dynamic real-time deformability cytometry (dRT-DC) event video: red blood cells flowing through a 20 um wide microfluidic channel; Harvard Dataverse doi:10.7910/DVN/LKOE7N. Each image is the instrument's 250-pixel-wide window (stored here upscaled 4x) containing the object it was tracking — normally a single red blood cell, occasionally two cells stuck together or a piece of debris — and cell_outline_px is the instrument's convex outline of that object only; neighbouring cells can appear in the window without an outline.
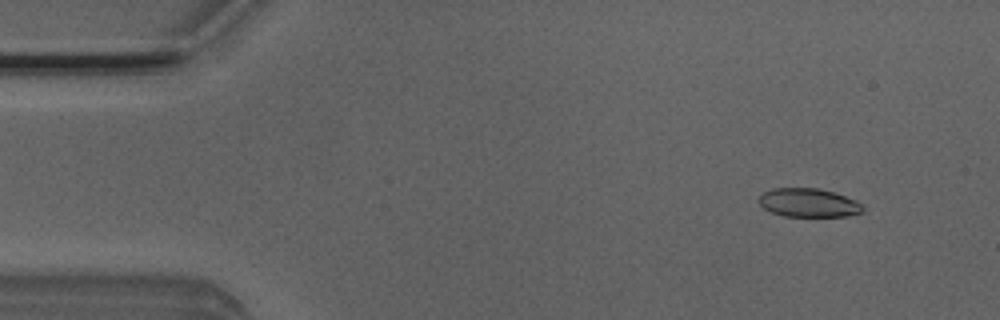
{"species": "Egyptian fruit bat (a non-hibernating species)", "species_latin": "Rousettus aegyptiacus", "temperature_condition": "room temperature", "stored_images_in_passage": 51, "camera_frame_rate_fps": 3000, "um_per_image_px": 0.085, "animal": {"sex": "male"}, "frame": {"image": 1, "passage_image": 5, "time_ms": 1.333, "image_size_px": [1000, 320], "cell_outline_px": [[864, 212], [848, 216], [784, 216], [772, 212], [764, 208], [756, 200], [760, 192], [772, 188], [820, 188], [856, 200], [864, 204]], "centroid_in_image_um": [68.71, 17.22], "position_along_channel_um": 16.3, "area_um2": 17.63}}
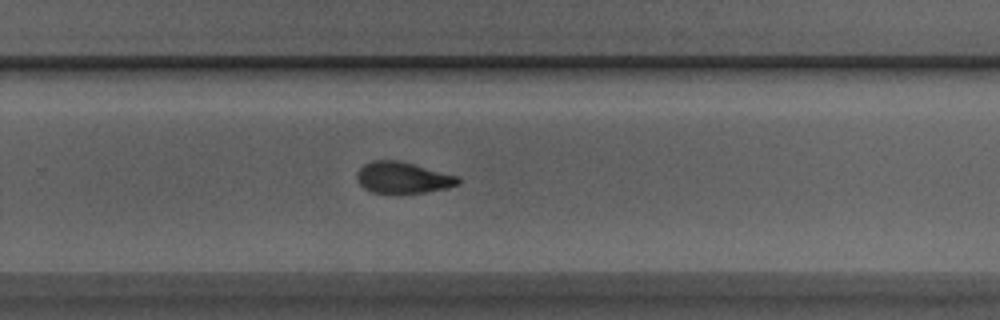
{"frame": {"image": 2, "passage_image": 33, "time_ms": 10.667, "image_size_px": [1000, 320], "cell_outline_px": [[460, 184], [448, 188], [424, 192], [372, 192], [364, 188], [356, 180], [356, 172], [364, 164], [372, 160], [400, 160], [460, 176]], "centroid_in_image_um": [34.26, 15.08], "position_along_channel_um": 295.5, "area_um2": 18.55}}
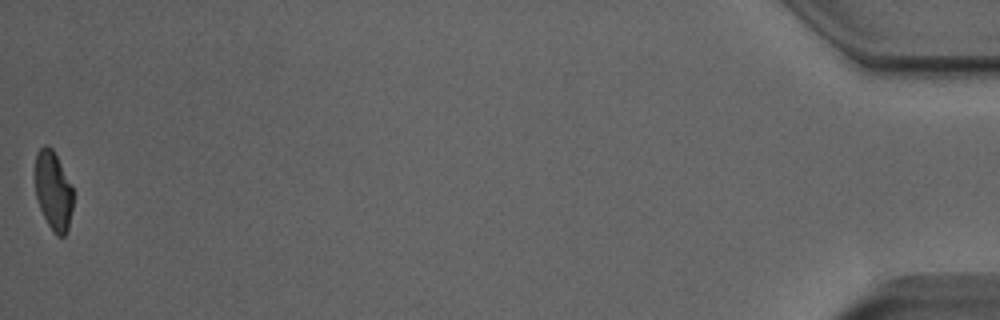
{"frame": {"image": 3, "passage_image": 51, "time_ms": 16.667, "image_size_px": [1000, 320], "cell_outline_px": [[72, 208], [68, 228], [64, 236], [56, 236], [52, 232], [40, 208], [36, 196], [36, 152], [44, 144], [48, 144], [52, 148], [72, 188]], "centroid_in_image_um": [4.52, 16.23], "position_along_channel_um": 430.7, "area_um2": 17.11}, "authors_computed_cell_mechanics": {"area_um2": 18.7272, "velocity_mm_per_s": 4.0087, "shape_relaxation_time_tau1_ms": 5.1916, "shape_relaxation_time_tau2_ms": 2.6078, "deformation_change_tau1": 0.1856, "deformation_change_tau2": 0.0935}}